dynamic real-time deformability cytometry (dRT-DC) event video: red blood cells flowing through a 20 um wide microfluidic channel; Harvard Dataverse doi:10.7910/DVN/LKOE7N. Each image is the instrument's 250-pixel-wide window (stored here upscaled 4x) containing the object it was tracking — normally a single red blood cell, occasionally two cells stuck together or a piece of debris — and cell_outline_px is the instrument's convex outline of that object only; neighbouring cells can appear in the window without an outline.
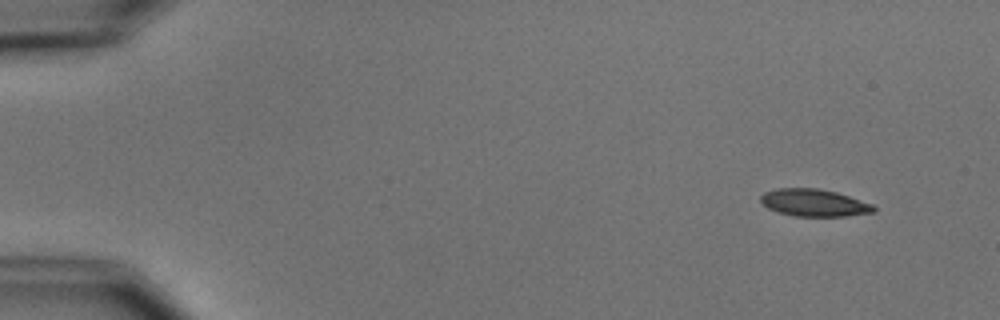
{"species": "common noctule bat (a hibernating species)", "species_latin": "Nyctalus noctula", "temperature_condition": "cold", "stored_images_in_passage": 9, "camera_frame_rate_fps": 3000, "um_per_image_px": 0.085, "animal": {"sex": "male", "body_mass_g": 15.6}, "frame": {"image": 1, "passage_image": 1, "time_ms": 0.0, "image_size_px": [1000, 320], "cell_outline_px": [[876, 212], [844, 216], [796, 216], [776, 212], [768, 208], [760, 200], [760, 196], [764, 192], [776, 188], [816, 188], [836, 192], [872, 204], [876, 208]], "centroid_in_image_um": [69.18, 17.23], "position_along_channel_um": 15.8, "area_um2": 17.92}}
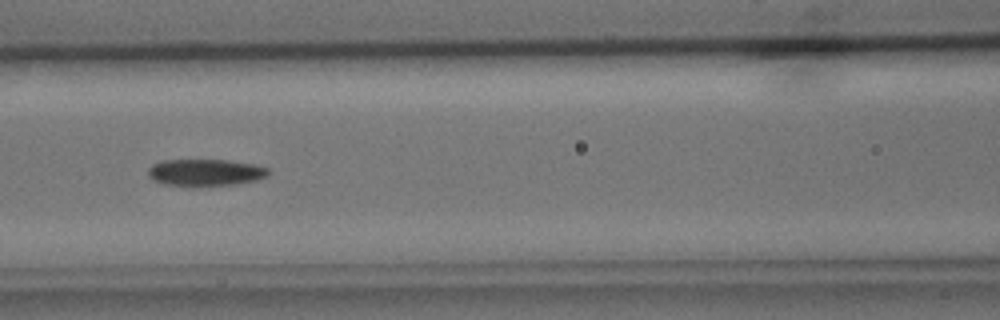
{"frame": {"image": 2, "passage_image": 7, "time_ms": 6.667, "image_size_px": [1000, 320], "cell_outline_px": [[268, 176], [256, 180], [236, 184], [192, 188], [164, 184], [152, 180], [148, 176], [148, 168], [152, 164], [160, 160], [228, 160], [256, 164], [268, 168]], "centroid_in_image_um": [17.42, 14.68], "position_along_channel_um": 149.2, "area_um2": 19.48}}
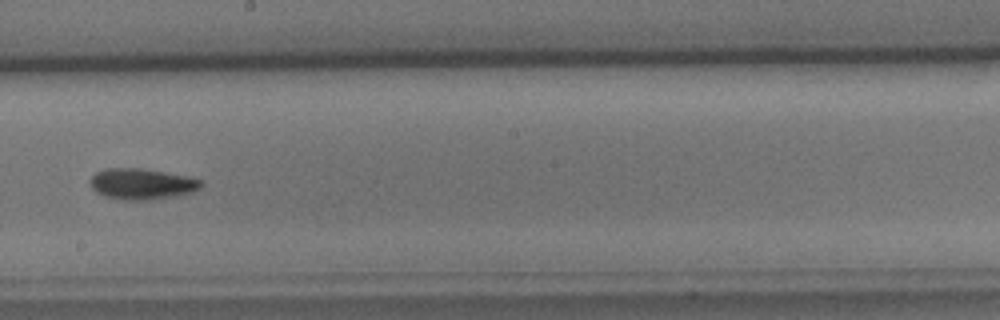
{"frame": {"image": 3, "passage_image": 9, "time_ms": 9.0, "image_size_px": [1000, 320], "cell_outline_px": [[204, 184], [200, 188], [192, 192], [172, 196], [148, 200], [124, 200], [104, 196], [96, 192], [92, 188], [88, 180], [96, 172], [104, 168], [140, 168], [164, 172], [204, 180]], "centroid_in_image_um": [12.02, 15.63], "position_along_channel_um": 236.2, "area_um2": 20.0}}